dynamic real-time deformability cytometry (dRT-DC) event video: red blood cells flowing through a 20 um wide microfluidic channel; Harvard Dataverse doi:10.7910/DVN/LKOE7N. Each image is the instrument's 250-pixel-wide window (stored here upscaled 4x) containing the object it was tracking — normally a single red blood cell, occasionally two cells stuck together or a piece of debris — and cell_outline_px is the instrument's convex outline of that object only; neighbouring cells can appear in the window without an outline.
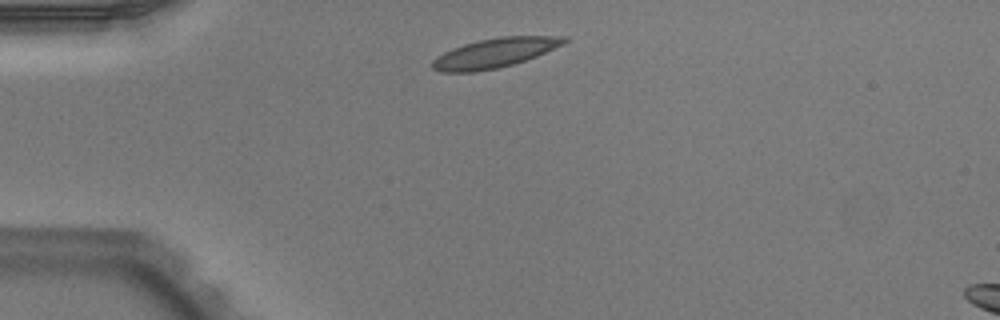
{"species": "Egyptian fruit bat (a non-hibernating species)", "species_latin": "Rousettus aegyptiacus", "temperature_condition": "warm", "stored_images_in_passage": 40, "camera_frame_rate_fps": 3000, "um_per_image_px": 0.085, "animal": {"sex": "male"}, "frame": {"image": 1, "passage_image": 1, "time_ms": 0.0, "image_size_px": [1000, 320], "cell_outline_px": [[568, 40], [564, 44], [536, 56], [512, 64], [496, 68], [476, 72], [440, 72], [432, 68], [432, 60], [436, 56], [452, 48], [464, 44], [480, 40], [504, 36], [568, 36]], "centroid_in_image_um": [42.03, 4.5], "position_along_channel_um": 43.0, "area_um2": 22.48}}
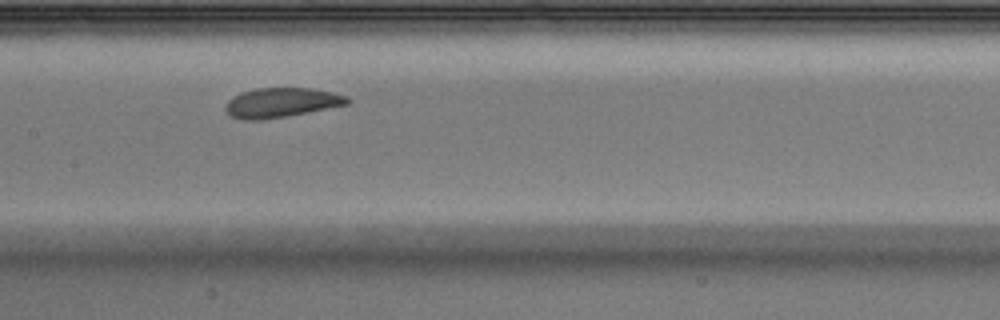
{"frame": {"image": 2, "passage_image": 14, "time_ms": 4.333, "image_size_px": [1000, 320], "cell_outline_px": [[352, 100], [348, 104], [288, 116], [260, 120], [240, 120], [232, 116], [224, 108], [228, 100], [244, 92], [256, 88], [312, 88], [332, 92], [348, 96]], "centroid_in_image_um": [23.95, 8.72], "position_along_channel_um": 183.5, "area_um2": 20.92}}
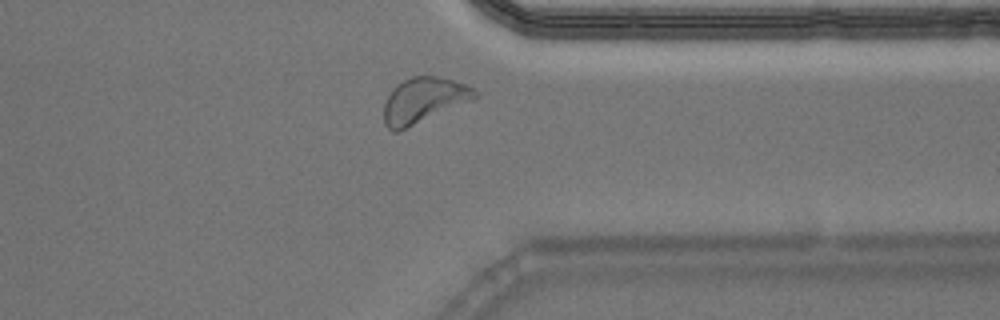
{"frame": {"image": 3, "passage_image": 29, "time_ms": 9.333, "image_size_px": [1000, 320], "cell_outline_px": [[476, 96], [472, 100], [400, 132], [392, 132], [384, 124], [384, 104], [392, 88], [396, 84], [412, 76], [436, 76], [452, 80], [464, 84], [472, 88], [476, 92]], "centroid_in_image_um": [35.95, 8.55], "position_along_channel_um": 375.4, "area_um2": 24.04}, "authors_computed_cell_mechanics": {"area_um2": 22.0218, "velocity_mm_per_s": 3.895, "shape_relaxation_time_tau1_ms": null, "shape_relaxation_time_tau2_ms": 4.6787, "deformation_change_tau1": null, "deformation_change_tau2": 0.0836}}